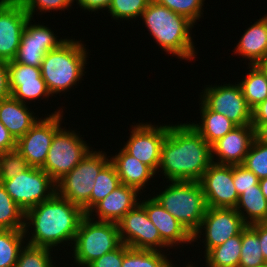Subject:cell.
Wrapping results in <instances>:
<instances>
[{"mask_svg":"<svg viewBox=\"0 0 267 267\" xmlns=\"http://www.w3.org/2000/svg\"><path fill=\"white\" fill-rule=\"evenodd\" d=\"M211 163V146L190 123L168 125L158 166L167 181L199 182Z\"/></svg>","mask_w":267,"mask_h":267,"instance_id":"6da1fadb","label":"cell"},{"mask_svg":"<svg viewBox=\"0 0 267 267\" xmlns=\"http://www.w3.org/2000/svg\"><path fill=\"white\" fill-rule=\"evenodd\" d=\"M85 215L79 206L55 193L25 212L24 233L30 236L28 228H33L28 244L52 249L65 241H74Z\"/></svg>","mask_w":267,"mask_h":267,"instance_id":"7a4b0ae2","label":"cell"},{"mask_svg":"<svg viewBox=\"0 0 267 267\" xmlns=\"http://www.w3.org/2000/svg\"><path fill=\"white\" fill-rule=\"evenodd\" d=\"M141 17L162 50L189 61L195 58V46L190 34L195 25L192 21L152 0Z\"/></svg>","mask_w":267,"mask_h":267,"instance_id":"3957f363","label":"cell"},{"mask_svg":"<svg viewBox=\"0 0 267 267\" xmlns=\"http://www.w3.org/2000/svg\"><path fill=\"white\" fill-rule=\"evenodd\" d=\"M80 41L68 39L57 49L48 51L41 63V75L51 96L68 91L84 75L86 48Z\"/></svg>","mask_w":267,"mask_h":267,"instance_id":"277c9868","label":"cell"},{"mask_svg":"<svg viewBox=\"0 0 267 267\" xmlns=\"http://www.w3.org/2000/svg\"><path fill=\"white\" fill-rule=\"evenodd\" d=\"M154 198L174 216L193 236L199 229L207 210L200 182L171 181V184Z\"/></svg>","mask_w":267,"mask_h":267,"instance_id":"5b68a950","label":"cell"},{"mask_svg":"<svg viewBox=\"0 0 267 267\" xmlns=\"http://www.w3.org/2000/svg\"><path fill=\"white\" fill-rule=\"evenodd\" d=\"M85 215L78 226L73 247L74 262L87 267L102 255L112 252L121 244L118 225L115 222L95 221Z\"/></svg>","mask_w":267,"mask_h":267,"instance_id":"8992f818","label":"cell"},{"mask_svg":"<svg viewBox=\"0 0 267 267\" xmlns=\"http://www.w3.org/2000/svg\"><path fill=\"white\" fill-rule=\"evenodd\" d=\"M106 156L102 151H90L69 173L56 182V193L79 206L87 214L95 178L110 162Z\"/></svg>","mask_w":267,"mask_h":267,"instance_id":"52a82bcc","label":"cell"},{"mask_svg":"<svg viewBox=\"0 0 267 267\" xmlns=\"http://www.w3.org/2000/svg\"><path fill=\"white\" fill-rule=\"evenodd\" d=\"M0 183L24 212L50 199L56 193V182L37 167L29 166L12 179Z\"/></svg>","mask_w":267,"mask_h":267,"instance_id":"ba28073f","label":"cell"},{"mask_svg":"<svg viewBox=\"0 0 267 267\" xmlns=\"http://www.w3.org/2000/svg\"><path fill=\"white\" fill-rule=\"evenodd\" d=\"M75 131L59 128L41 167L55 182L69 173L89 152V146Z\"/></svg>","mask_w":267,"mask_h":267,"instance_id":"9c48e42d","label":"cell"},{"mask_svg":"<svg viewBox=\"0 0 267 267\" xmlns=\"http://www.w3.org/2000/svg\"><path fill=\"white\" fill-rule=\"evenodd\" d=\"M203 92L200 99L210 110L224 115L237 126L251 125L252 108L245 100L239 82L235 85H211Z\"/></svg>","mask_w":267,"mask_h":267,"instance_id":"30bf717a","label":"cell"},{"mask_svg":"<svg viewBox=\"0 0 267 267\" xmlns=\"http://www.w3.org/2000/svg\"><path fill=\"white\" fill-rule=\"evenodd\" d=\"M117 225L121 242L130 248L161 251L160 247H169L140 203L127 212Z\"/></svg>","mask_w":267,"mask_h":267,"instance_id":"8fae6325","label":"cell"},{"mask_svg":"<svg viewBox=\"0 0 267 267\" xmlns=\"http://www.w3.org/2000/svg\"><path fill=\"white\" fill-rule=\"evenodd\" d=\"M63 111H55L38 120L30 130L16 141L18 150L31 167L41 168L47 158L55 132L61 127Z\"/></svg>","mask_w":267,"mask_h":267,"instance_id":"7c38bea8","label":"cell"},{"mask_svg":"<svg viewBox=\"0 0 267 267\" xmlns=\"http://www.w3.org/2000/svg\"><path fill=\"white\" fill-rule=\"evenodd\" d=\"M247 225L234 208L208 207L193 242L205 235V254L212 248L223 244L227 239L239 235ZM200 234V235H199Z\"/></svg>","mask_w":267,"mask_h":267,"instance_id":"4fadbf2b","label":"cell"},{"mask_svg":"<svg viewBox=\"0 0 267 267\" xmlns=\"http://www.w3.org/2000/svg\"><path fill=\"white\" fill-rule=\"evenodd\" d=\"M31 17L25 23L21 35L20 45L15 62L36 68H41V63L48 51L57 49L67 39H57L53 30L40 24H31Z\"/></svg>","mask_w":267,"mask_h":267,"instance_id":"5bb4252c","label":"cell"},{"mask_svg":"<svg viewBox=\"0 0 267 267\" xmlns=\"http://www.w3.org/2000/svg\"><path fill=\"white\" fill-rule=\"evenodd\" d=\"M167 134L168 125L165 124L156 127L148 123L136 124L123 149L156 173L160 162L161 148Z\"/></svg>","mask_w":267,"mask_h":267,"instance_id":"9a60e30c","label":"cell"},{"mask_svg":"<svg viewBox=\"0 0 267 267\" xmlns=\"http://www.w3.org/2000/svg\"><path fill=\"white\" fill-rule=\"evenodd\" d=\"M199 182L207 207L235 209L239 195L233 182V165L212 162Z\"/></svg>","mask_w":267,"mask_h":267,"instance_id":"2e32d148","label":"cell"},{"mask_svg":"<svg viewBox=\"0 0 267 267\" xmlns=\"http://www.w3.org/2000/svg\"><path fill=\"white\" fill-rule=\"evenodd\" d=\"M29 17L17 0H0V60L15 59Z\"/></svg>","mask_w":267,"mask_h":267,"instance_id":"e0dca14e","label":"cell"},{"mask_svg":"<svg viewBox=\"0 0 267 267\" xmlns=\"http://www.w3.org/2000/svg\"><path fill=\"white\" fill-rule=\"evenodd\" d=\"M9 90L11 96L22 103L51 95L41 75V68L8 62Z\"/></svg>","mask_w":267,"mask_h":267,"instance_id":"ac0fdd59","label":"cell"},{"mask_svg":"<svg viewBox=\"0 0 267 267\" xmlns=\"http://www.w3.org/2000/svg\"><path fill=\"white\" fill-rule=\"evenodd\" d=\"M254 138L255 128L252 125L237 126L211 145L212 162L226 165L243 164ZM215 155L217 160L214 159Z\"/></svg>","mask_w":267,"mask_h":267,"instance_id":"d6986e66","label":"cell"},{"mask_svg":"<svg viewBox=\"0 0 267 267\" xmlns=\"http://www.w3.org/2000/svg\"><path fill=\"white\" fill-rule=\"evenodd\" d=\"M148 218L156 226L161 239L171 248L176 244L193 242V236L154 197L139 202Z\"/></svg>","mask_w":267,"mask_h":267,"instance_id":"ffe728a7","label":"cell"},{"mask_svg":"<svg viewBox=\"0 0 267 267\" xmlns=\"http://www.w3.org/2000/svg\"><path fill=\"white\" fill-rule=\"evenodd\" d=\"M138 192L132 186L121 184L104 199L96 203L86 215L92 217L95 211L97 214L95 216H98L96 221L117 223L139 203L137 201Z\"/></svg>","mask_w":267,"mask_h":267,"instance_id":"44dd1931","label":"cell"},{"mask_svg":"<svg viewBox=\"0 0 267 267\" xmlns=\"http://www.w3.org/2000/svg\"><path fill=\"white\" fill-rule=\"evenodd\" d=\"M236 47L235 54L248 59V65H260L267 58V15L245 30Z\"/></svg>","mask_w":267,"mask_h":267,"instance_id":"7402d4cb","label":"cell"},{"mask_svg":"<svg viewBox=\"0 0 267 267\" xmlns=\"http://www.w3.org/2000/svg\"><path fill=\"white\" fill-rule=\"evenodd\" d=\"M32 114L25 103L12 96L0 100V122L9 130L16 141L39 120Z\"/></svg>","mask_w":267,"mask_h":267,"instance_id":"603a6c76","label":"cell"},{"mask_svg":"<svg viewBox=\"0 0 267 267\" xmlns=\"http://www.w3.org/2000/svg\"><path fill=\"white\" fill-rule=\"evenodd\" d=\"M115 166L121 184L132 186L139 192L149 179L156 174L149 166L129 155L123 148L110 158Z\"/></svg>","mask_w":267,"mask_h":267,"instance_id":"cb8c5ba5","label":"cell"},{"mask_svg":"<svg viewBox=\"0 0 267 267\" xmlns=\"http://www.w3.org/2000/svg\"><path fill=\"white\" fill-rule=\"evenodd\" d=\"M200 104L201 124L190 123V125L210 146L237 127L224 115L210 110L202 101Z\"/></svg>","mask_w":267,"mask_h":267,"instance_id":"d4e9b609","label":"cell"},{"mask_svg":"<svg viewBox=\"0 0 267 267\" xmlns=\"http://www.w3.org/2000/svg\"><path fill=\"white\" fill-rule=\"evenodd\" d=\"M235 210L246 225L267 223V199L259 184L255 185L254 189L246 190L239 195Z\"/></svg>","mask_w":267,"mask_h":267,"instance_id":"484cf974","label":"cell"},{"mask_svg":"<svg viewBox=\"0 0 267 267\" xmlns=\"http://www.w3.org/2000/svg\"><path fill=\"white\" fill-rule=\"evenodd\" d=\"M241 233L210 249L204 257L207 267H238L241 253Z\"/></svg>","mask_w":267,"mask_h":267,"instance_id":"4316f807","label":"cell"},{"mask_svg":"<svg viewBox=\"0 0 267 267\" xmlns=\"http://www.w3.org/2000/svg\"><path fill=\"white\" fill-rule=\"evenodd\" d=\"M250 73L239 83L248 105L253 109L267 99V73L260 65H249Z\"/></svg>","mask_w":267,"mask_h":267,"instance_id":"83f0119b","label":"cell"},{"mask_svg":"<svg viewBox=\"0 0 267 267\" xmlns=\"http://www.w3.org/2000/svg\"><path fill=\"white\" fill-rule=\"evenodd\" d=\"M175 267L162 251L134 249L123 244L121 267Z\"/></svg>","mask_w":267,"mask_h":267,"instance_id":"f1b7e54d","label":"cell"},{"mask_svg":"<svg viewBox=\"0 0 267 267\" xmlns=\"http://www.w3.org/2000/svg\"><path fill=\"white\" fill-rule=\"evenodd\" d=\"M241 253L238 267H261L265 260L257 232L247 225L241 232Z\"/></svg>","mask_w":267,"mask_h":267,"instance_id":"f546056e","label":"cell"},{"mask_svg":"<svg viewBox=\"0 0 267 267\" xmlns=\"http://www.w3.org/2000/svg\"><path fill=\"white\" fill-rule=\"evenodd\" d=\"M25 235L24 230L0 229V267H15Z\"/></svg>","mask_w":267,"mask_h":267,"instance_id":"4dcf8cb0","label":"cell"},{"mask_svg":"<svg viewBox=\"0 0 267 267\" xmlns=\"http://www.w3.org/2000/svg\"><path fill=\"white\" fill-rule=\"evenodd\" d=\"M25 212L13 201L0 183V229L24 230Z\"/></svg>","mask_w":267,"mask_h":267,"instance_id":"1f68e13d","label":"cell"},{"mask_svg":"<svg viewBox=\"0 0 267 267\" xmlns=\"http://www.w3.org/2000/svg\"><path fill=\"white\" fill-rule=\"evenodd\" d=\"M121 185L115 166L109 162L98 174L90 197V209Z\"/></svg>","mask_w":267,"mask_h":267,"instance_id":"d6a6232c","label":"cell"},{"mask_svg":"<svg viewBox=\"0 0 267 267\" xmlns=\"http://www.w3.org/2000/svg\"><path fill=\"white\" fill-rule=\"evenodd\" d=\"M50 248L27 244L22 247L15 267H56L51 261Z\"/></svg>","mask_w":267,"mask_h":267,"instance_id":"836d02e7","label":"cell"},{"mask_svg":"<svg viewBox=\"0 0 267 267\" xmlns=\"http://www.w3.org/2000/svg\"><path fill=\"white\" fill-rule=\"evenodd\" d=\"M248 170L252 171L259 180L267 177V145L254 138L243 162Z\"/></svg>","mask_w":267,"mask_h":267,"instance_id":"e575fe53","label":"cell"},{"mask_svg":"<svg viewBox=\"0 0 267 267\" xmlns=\"http://www.w3.org/2000/svg\"><path fill=\"white\" fill-rule=\"evenodd\" d=\"M151 0H112L108 13L113 19H135L141 17Z\"/></svg>","mask_w":267,"mask_h":267,"instance_id":"d590c367","label":"cell"},{"mask_svg":"<svg viewBox=\"0 0 267 267\" xmlns=\"http://www.w3.org/2000/svg\"><path fill=\"white\" fill-rule=\"evenodd\" d=\"M28 167L27 160L18 150L0 153V181L12 179Z\"/></svg>","mask_w":267,"mask_h":267,"instance_id":"8d00e7d4","label":"cell"},{"mask_svg":"<svg viewBox=\"0 0 267 267\" xmlns=\"http://www.w3.org/2000/svg\"><path fill=\"white\" fill-rule=\"evenodd\" d=\"M195 23L203 14L205 0H152Z\"/></svg>","mask_w":267,"mask_h":267,"instance_id":"74e56055","label":"cell"},{"mask_svg":"<svg viewBox=\"0 0 267 267\" xmlns=\"http://www.w3.org/2000/svg\"><path fill=\"white\" fill-rule=\"evenodd\" d=\"M28 15L33 18L35 10L50 12V10H63L72 5L74 0H17Z\"/></svg>","mask_w":267,"mask_h":267,"instance_id":"f35d334b","label":"cell"},{"mask_svg":"<svg viewBox=\"0 0 267 267\" xmlns=\"http://www.w3.org/2000/svg\"><path fill=\"white\" fill-rule=\"evenodd\" d=\"M233 182L238 195L259 184V178L243 164L233 165Z\"/></svg>","mask_w":267,"mask_h":267,"instance_id":"ab89813d","label":"cell"},{"mask_svg":"<svg viewBox=\"0 0 267 267\" xmlns=\"http://www.w3.org/2000/svg\"><path fill=\"white\" fill-rule=\"evenodd\" d=\"M123 262V243L114 251L102 255L87 267H121Z\"/></svg>","mask_w":267,"mask_h":267,"instance_id":"60d3db41","label":"cell"},{"mask_svg":"<svg viewBox=\"0 0 267 267\" xmlns=\"http://www.w3.org/2000/svg\"><path fill=\"white\" fill-rule=\"evenodd\" d=\"M11 96L9 90L8 62L0 60V100Z\"/></svg>","mask_w":267,"mask_h":267,"instance_id":"b9f144b4","label":"cell"},{"mask_svg":"<svg viewBox=\"0 0 267 267\" xmlns=\"http://www.w3.org/2000/svg\"><path fill=\"white\" fill-rule=\"evenodd\" d=\"M16 149V140L9 130L0 122V153Z\"/></svg>","mask_w":267,"mask_h":267,"instance_id":"7bdbcfd3","label":"cell"},{"mask_svg":"<svg viewBox=\"0 0 267 267\" xmlns=\"http://www.w3.org/2000/svg\"><path fill=\"white\" fill-rule=\"evenodd\" d=\"M262 124H267V99L252 109L251 125L256 129Z\"/></svg>","mask_w":267,"mask_h":267,"instance_id":"ee69618b","label":"cell"},{"mask_svg":"<svg viewBox=\"0 0 267 267\" xmlns=\"http://www.w3.org/2000/svg\"><path fill=\"white\" fill-rule=\"evenodd\" d=\"M81 9L96 12L100 9H108L112 0H76Z\"/></svg>","mask_w":267,"mask_h":267,"instance_id":"f6af8a7d","label":"cell"},{"mask_svg":"<svg viewBox=\"0 0 267 267\" xmlns=\"http://www.w3.org/2000/svg\"><path fill=\"white\" fill-rule=\"evenodd\" d=\"M250 226L257 232L261 245V251L263 253L265 262H267V223H256Z\"/></svg>","mask_w":267,"mask_h":267,"instance_id":"bcb514c9","label":"cell"},{"mask_svg":"<svg viewBox=\"0 0 267 267\" xmlns=\"http://www.w3.org/2000/svg\"><path fill=\"white\" fill-rule=\"evenodd\" d=\"M255 138L259 142L267 145V124L259 125L255 129Z\"/></svg>","mask_w":267,"mask_h":267,"instance_id":"7dc6e473","label":"cell"},{"mask_svg":"<svg viewBox=\"0 0 267 267\" xmlns=\"http://www.w3.org/2000/svg\"><path fill=\"white\" fill-rule=\"evenodd\" d=\"M259 186L265 198L267 199V177L259 180Z\"/></svg>","mask_w":267,"mask_h":267,"instance_id":"c3c4849f","label":"cell"},{"mask_svg":"<svg viewBox=\"0 0 267 267\" xmlns=\"http://www.w3.org/2000/svg\"><path fill=\"white\" fill-rule=\"evenodd\" d=\"M260 66L267 73V58L260 64Z\"/></svg>","mask_w":267,"mask_h":267,"instance_id":"681fc988","label":"cell"},{"mask_svg":"<svg viewBox=\"0 0 267 267\" xmlns=\"http://www.w3.org/2000/svg\"><path fill=\"white\" fill-rule=\"evenodd\" d=\"M261 267H267V262H265V263H264V265H263V266H261Z\"/></svg>","mask_w":267,"mask_h":267,"instance_id":"f907efd6","label":"cell"}]
</instances>
